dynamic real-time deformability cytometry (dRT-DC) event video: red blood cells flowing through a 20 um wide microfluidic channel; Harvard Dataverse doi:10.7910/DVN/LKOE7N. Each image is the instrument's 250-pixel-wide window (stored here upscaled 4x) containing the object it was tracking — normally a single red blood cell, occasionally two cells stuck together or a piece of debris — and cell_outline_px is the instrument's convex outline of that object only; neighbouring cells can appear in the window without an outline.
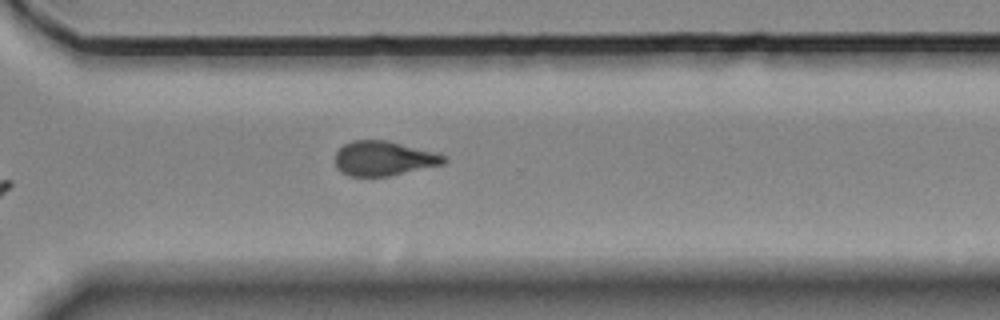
{"species": "Egyptian fruit bat (a non-hibernating species)", "species_latin": "Rousettus aegyptiacus", "temperature_condition": "room temperature", "stored_images_in_passage": 10, "camera_frame_rate_fps": 3000, "um_per_image_px": 0.085, "animal": {"sex": "female"}, "frame": {"image": 1, "passage_image": 10, "time_ms": 13.0, "image_size_px": [1000, 320], "cell_outline_px": [[448, 160], [444, 164], [388, 176], [348, 176], [340, 172], [336, 168], [336, 152], [344, 144], [352, 140], [384, 140], [432, 152], [444, 156]], "centroid_in_image_um": [32.56, 13.48], "position_along_channel_um": 338.0, "area_um2": 21.62}}